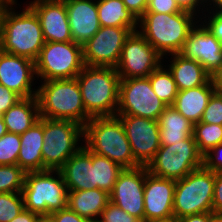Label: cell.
<instances>
[{
  "label": "cell",
  "mask_w": 222,
  "mask_h": 222,
  "mask_svg": "<svg viewBox=\"0 0 222 222\" xmlns=\"http://www.w3.org/2000/svg\"><path fill=\"white\" fill-rule=\"evenodd\" d=\"M16 0H0V12L4 13L5 11L9 10L12 5L16 4Z\"/></svg>",
  "instance_id": "48"
},
{
  "label": "cell",
  "mask_w": 222,
  "mask_h": 222,
  "mask_svg": "<svg viewBox=\"0 0 222 222\" xmlns=\"http://www.w3.org/2000/svg\"><path fill=\"white\" fill-rule=\"evenodd\" d=\"M21 99L18 94L0 84V115L4 114Z\"/></svg>",
  "instance_id": "39"
},
{
  "label": "cell",
  "mask_w": 222,
  "mask_h": 222,
  "mask_svg": "<svg viewBox=\"0 0 222 222\" xmlns=\"http://www.w3.org/2000/svg\"><path fill=\"white\" fill-rule=\"evenodd\" d=\"M146 166L124 168L118 175L110 201L144 222V183Z\"/></svg>",
  "instance_id": "15"
},
{
  "label": "cell",
  "mask_w": 222,
  "mask_h": 222,
  "mask_svg": "<svg viewBox=\"0 0 222 222\" xmlns=\"http://www.w3.org/2000/svg\"><path fill=\"white\" fill-rule=\"evenodd\" d=\"M110 202V194L102 189L68 191L67 206L79 216L97 222Z\"/></svg>",
  "instance_id": "25"
},
{
  "label": "cell",
  "mask_w": 222,
  "mask_h": 222,
  "mask_svg": "<svg viewBox=\"0 0 222 222\" xmlns=\"http://www.w3.org/2000/svg\"><path fill=\"white\" fill-rule=\"evenodd\" d=\"M166 107L153 91L148 77L120 79L116 115H133L158 121Z\"/></svg>",
  "instance_id": "11"
},
{
  "label": "cell",
  "mask_w": 222,
  "mask_h": 222,
  "mask_svg": "<svg viewBox=\"0 0 222 222\" xmlns=\"http://www.w3.org/2000/svg\"><path fill=\"white\" fill-rule=\"evenodd\" d=\"M28 6L40 21L45 42L73 41L64 0H34Z\"/></svg>",
  "instance_id": "19"
},
{
  "label": "cell",
  "mask_w": 222,
  "mask_h": 222,
  "mask_svg": "<svg viewBox=\"0 0 222 222\" xmlns=\"http://www.w3.org/2000/svg\"><path fill=\"white\" fill-rule=\"evenodd\" d=\"M6 133H7L6 125L4 124V121L0 116V138Z\"/></svg>",
  "instance_id": "52"
},
{
  "label": "cell",
  "mask_w": 222,
  "mask_h": 222,
  "mask_svg": "<svg viewBox=\"0 0 222 222\" xmlns=\"http://www.w3.org/2000/svg\"><path fill=\"white\" fill-rule=\"evenodd\" d=\"M208 0H175L176 4L182 11H187L195 16H198L197 13H200L199 6L207 3ZM197 7V9H196ZM196 10L198 12H196Z\"/></svg>",
  "instance_id": "44"
},
{
  "label": "cell",
  "mask_w": 222,
  "mask_h": 222,
  "mask_svg": "<svg viewBox=\"0 0 222 222\" xmlns=\"http://www.w3.org/2000/svg\"><path fill=\"white\" fill-rule=\"evenodd\" d=\"M8 133L22 134L40 119L37 96L22 98L1 115Z\"/></svg>",
  "instance_id": "26"
},
{
  "label": "cell",
  "mask_w": 222,
  "mask_h": 222,
  "mask_svg": "<svg viewBox=\"0 0 222 222\" xmlns=\"http://www.w3.org/2000/svg\"><path fill=\"white\" fill-rule=\"evenodd\" d=\"M97 222H141L135 216H132L122 210L111 201L102 210L100 217Z\"/></svg>",
  "instance_id": "36"
},
{
  "label": "cell",
  "mask_w": 222,
  "mask_h": 222,
  "mask_svg": "<svg viewBox=\"0 0 222 222\" xmlns=\"http://www.w3.org/2000/svg\"><path fill=\"white\" fill-rule=\"evenodd\" d=\"M215 173L204 166L177 180L173 201L174 219L212 211Z\"/></svg>",
  "instance_id": "7"
},
{
  "label": "cell",
  "mask_w": 222,
  "mask_h": 222,
  "mask_svg": "<svg viewBox=\"0 0 222 222\" xmlns=\"http://www.w3.org/2000/svg\"><path fill=\"white\" fill-rule=\"evenodd\" d=\"M83 137L82 125L74 121L43 117V171L59 170L82 147V144L78 145V141Z\"/></svg>",
  "instance_id": "8"
},
{
  "label": "cell",
  "mask_w": 222,
  "mask_h": 222,
  "mask_svg": "<svg viewBox=\"0 0 222 222\" xmlns=\"http://www.w3.org/2000/svg\"><path fill=\"white\" fill-rule=\"evenodd\" d=\"M212 212L222 214V173H215Z\"/></svg>",
  "instance_id": "42"
},
{
  "label": "cell",
  "mask_w": 222,
  "mask_h": 222,
  "mask_svg": "<svg viewBox=\"0 0 222 222\" xmlns=\"http://www.w3.org/2000/svg\"><path fill=\"white\" fill-rule=\"evenodd\" d=\"M36 213H33L29 210L23 209L15 218L10 222H36L37 218Z\"/></svg>",
  "instance_id": "46"
},
{
  "label": "cell",
  "mask_w": 222,
  "mask_h": 222,
  "mask_svg": "<svg viewBox=\"0 0 222 222\" xmlns=\"http://www.w3.org/2000/svg\"><path fill=\"white\" fill-rule=\"evenodd\" d=\"M202 166L203 154L189 136L172 145H161L147 169L155 176L177 181Z\"/></svg>",
  "instance_id": "10"
},
{
  "label": "cell",
  "mask_w": 222,
  "mask_h": 222,
  "mask_svg": "<svg viewBox=\"0 0 222 222\" xmlns=\"http://www.w3.org/2000/svg\"><path fill=\"white\" fill-rule=\"evenodd\" d=\"M161 64L155 69L149 76L151 87L155 94L161 99L167 106H172L175 102L178 89L173 76L169 69H165Z\"/></svg>",
  "instance_id": "29"
},
{
  "label": "cell",
  "mask_w": 222,
  "mask_h": 222,
  "mask_svg": "<svg viewBox=\"0 0 222 222\" xmlns=\"http://www.w3.org/2000/svg\"><path fill=\"white\" fill-rule=\"evenodd\" d=\"M160 145H172L193 136V123L173 106H167L158 118Z\"/></svg>",
  "instance_id": "27"
},
{
  "label": "cell",
  "mask_w": 222,
  "mask_h": 222,
  "mask_svg": "<svg viewBox=\"0 0 222 222\" xmlns=\"http://www.w3.org/2000/svg\"><path fill=\"white\" fill-rule=\"evenodd\" d=\"M24 209L22 192L0 193V222H10Z\"/></svg>",
  "instance_id": "33"
},
{
  "label": "cell",
  "mask_w": 222,
  "mask_h": 222,
  "mask_svg": "<svg viewBox=\"0 0 222 222\" xmlns=\"http://www.w3.org/2000/svg\"><path fill=\"white\" fill-rule=\"evenodd\" d=\"M209 221H210V212L188 215L176 219V222H209Z\"/></svg>",
  "instance_id": "45"
},
{
  "label": "cell",
  "mask_w": 222,
  "mask_h": 222,
  "mask_svg": "<svg viewBox=\"0 0 222 222\" xmlns=\"http://www.w3.org/2000/svg\"><path fill=\"white\" fill-rule=\"evenodd\" d=\"M43 82L37 89L40 117L74 121L84 127L92 117L84 108L77 79Z\"/></svg>",
  "instance_id": "4"
},
{
  "label": "cell",
  "mask_w": 222,
  "mask_h": 222,
  "mask_svg": "<svg viewBox=\"0 0 222 222\" xmlns=\"http://www.w3.org/2000/svg\"><path fill=\"white\" fill-rule=\"evenodd\" d=\"M208 17V22L206 19L203 25L207 30H209L220 42H222V14L213 13L210 17Z\"/></svg>",
  "instance_id": "41"
},
{
  "label": "cell",
  "mask_w": 222,
  "mask_h": 222,
  "mask_svg": "<svg viewBox=\"0 0 222 222\" xmlns=\"http://www.w3.org/2000/svg\"><path fill=\"white\" fill-rule=\"evenodd\" d=\"M76 79L91 117L116 116L120 84L116 68L85 65Z\"/></svg>",
  "instance_id": "1"
},
{
  "label": "cell",
  "mask_w": 222,
  "mask_h": 222,
  "mask_svg": "<svg viewBox=\"0 0 222 222\" xmlns=\"http://www.w3.org/2000/svg\"><path fill=\"white\" fill-rule=\"evenodd\" d=\"M144 222H176V220L174 218H170L167 220H148V221H144Z\"/></svg>",
  "instance_id": "53"
},
{
  "label": "cell",
  "mask_w": 222,
  "mask_h": 222,
  "mask_svg": "<svg viewBox=\"0 0 222 222\" xmlns=\"http://www.w3.org/2000/svg\"><path fill=\"white\" fill-rule=\"evenodd\" d=\"M82 45L71 42H45L35 61V77L49 81L71 79L84 68Z\"/></svg>",
  "instance_id": "9"
},
{
  "label": "cell",
  "mask_w": 222,
  "mask_h": 222,
  "mask_svg": "<svg viewBox=\"0 0 222 222\" xmlns=\"http://www.w3.org/2000/svg\"><path fill=\"white\" fill-rule=\"evenodd\" d=\"M100 26L127 27L138 31V19L125 7L122 0L96 1Z\"/></svg>",
  "instance_id": "28"
},
{
  "label": "cell",
  "mask_w": 222,
  "mask_h": 222,
  "mask_svg": "<svg viewBox=\"0 0 222 222\" xmlns=\"http://www.w3.org/2000/svg\"><path fill=\"white\" fill-rule=\"evenodd\" d=\"M20 150L17 165L27 172L43 171L42 146L43 117L31 128L20 134Z\"/></svg>",
  "instance_id": "22"
},
{
  "label": "cell",
  "mask_w": 222,
  "mask_h": 222,
  "mask_svg": "<svg viewBox=\"0 0 222 222\" xmlns=\"http://www.w3.org/2000/svg\"><path fill=\"white\" fill-rule=\"evenodd\" d=\"M125 7L139 19L145 12L148 6L149 0H122Z\"/></svg>",
  "instance_id": "43"
},
{
  "label": "cell",
  "mask_w": 222,
  "mask_h": 222,
  "mask_svg": "<svg viewBox=\"0 0 222 222\" xmlns=\"http://www.w3.org/2000/svg\"><path fill=\"white\" fill-rule=\"evenodd\" d=\"M116 116L123 124L134 160L140 166H148L161 146L158 121L133 115Z\"/></svg>",
  "instance_id": "14"
},
{
  "label": "cell",
  "mask_w": 222,
  "mask_h": 222,
  "mask_svg": "<svg viewBox=\"0 0 222 222\" xmlns=\"http://www.w3.org/2000/svg\"><path fill=\"white\" fill-rule=\"evenodd\" d=\"M18 13L14 7L3 13L0 50L35 62L45 44L40 21L27 5Z\"/></svg>",
  "instance_id": "5"
},
{
  "label": "cell",
  "mask_w": 222,
  "mask_h": 222,
  "mask_svg": "<svg viewBox=\"0 0 222 222\" xmlns=\"http://www.w3.org/2000/svg\"><path fill=\"white\" fill-rule=\"evenodd\" d=\"M73 42L80 45L90 40L100 29L96 2L64 0Z\"/></svg>",
  "instance_id": "20"
},
{
  "label": "cell",
  "mask_w": 222,
  "mask_h": 222,
  "mask_svg": "<svg viewBox=\"0 0 222 222\" xmlns=\"http://www.w3.org/2000/svg\"><path fill=\"white\" fill-rule=\"evenodd\" d=\"M182 12L175 0H149L145 13L174 14Z\"/></svg>",
  "instance_id": "38"
},
{
  "label": "cell",
  "mask_w": 222,
  "mask_h": 222,
  "mask_svg": "<svg viewBox=\"0 0 222 222\" xmlns=\"http://www.w3.org/2000/svg\"><path fill=\"white\" fill-rule=\"evenodd\" d=\"M182 11L174 14L144 13L138 19V31L163 57L180 53L191 29L200 21ZM140 25V26H139Z\"/></svg>",
  "instance_id": "3"
},
{
  "label": "cell",
  "mask_w": 222,
  "mask_h": 222,
  "mask_svg": "<svg viewBox=\"0 0 222 222\" xmlns=\"http://www.w3.org/2000/svg\"><path fill=\"white\" fill-rule=\"evenodd\" d=\"M22 196L24 209L38 215L51 214L67 207L68 190L59 170L47 169L26 173Z\"/></svg>",
  "instance_id": "6"
},
{
  "label": "cell",
  "mask_w": 222,
  "mask_h": 222,
  "mask_svg": "<svg viewBox=\"0 0 222 222\" xmlns=\"http://www.w3.org/2000/svg\"><path fill=\"white\" fill-rule=\"evenodd\" d=\"M55 222H94L90 219L79 216L72 211L68 206L61 210L51 213Z\"/></svg>",
  "instance_id": "40"
},
{
  "label": "cell",
  "mask_w": 222,
  "mask_h": 222,
  "mask_svg": "<svg viewBox=\"0 0 222 222\" xmlns=\"http://www.w3.org/2000/svg\"><path fill=\"white\" fill-rule=\"evenodd\" d=\"M164 59L155 48L138 32L126 39L116 66L120 79L148 77Z\"/></svg>",
  "instance_id": "12"
},
{
  "label": "cell",
  "mask_w": 222,
  "mask_h": 222,
  "mask_svg": "<svg viewBox=\"0 0 222 222\" xmlns=\"http://www.w3.org/2000/svg\"><path fill=\"white\" fill-rule=\"evenodd\" d=\"M208 3L210 5L213 4V9H210V10H213V11L209 12V14H212V13H220V14H222V0H208Z\"/></svg>",
  "instance_id": "49"
},
{
  "label": "cell",
  "mask_w": 222,
  "mask_h": 222,
  "mask_svg": "<svg viewBox=\"0 0 222 222\" xmlns=\"http://www.w3.org/2000/svg\"><path fill=\"white\" fill-rule=\"evenodd\" d=\"M20 144V134L7 132L0 138V165L17 164Z\"/></svg>",
  "instance_id": "34"
},
{
  "label": "cell",
  "mask_w": 222,
  "mask_h": 222,
  "mask_svg": "<svg viewBox=\"0 0 222 222\" xmlns=\"http://www.w3.org/2000/svg\"><path fill=\"white\" fill-rule=\"evenodd\" d=\"M193 137L198 150L204 155L212 147L222 143V125L195 123L193 124Z\"/></svg>",
  "instance_id": "31"
},
{
  "label": "cell",
  "mask_w": 222,
  "mask_h": 222,
  "mask_svg": "<svg viewBox=\"0 0 222 222\" xmlns=\"http://www.w3.org/2000/svg\"><path fill=\"white\" fill-rule=\"evenodd\" d=\"M34 75L36 73L33 60L0 50V84L21 98L37 96V90L32 88V82L36 80Z\"/></svg>",
  "instance_id": "17"
},
{
  "label": "cell",
  "mask_w": 222,
  "mask_h": 222,
  "mask_svg": "<svg viewBox=\"0 0 222 222\" xmlns=\"http://www.w3.org/2000/svg\"><path fill=\"white\" fill-rule=\"evenodd\" d=\"M26 172L15 165H0V193H20Z\"/></svg>",
  "instance_id": "32"
},
{
  "label": "cell",
  "mask_w": 222,
  "mask_h": 222,
  "mask_svg": "<svg viewBox=\"0 0 222 222\" xmlns=\"http://www.w3.org/2000/svg\"><path fill=\"white\" fill-rule=\"evenodd\" d=\"M210 78L216 92L222 93V65L210 75Z\"/></svg>",
  "instance_id": "47"
},
{
  "label": "cell",
  "mask_w": 222,
  "mask_h": 222,
  "mask_svg": "<svg viewBox=\"0 0 222 222\" xmlns=\"http://www.w3.org/2000/svg\"><path fill=\"white\" fill-rule=\"evenodd\" d=\"M132 32L134 31L127 27L101 26L95 35L82 45L85 65L116 68L123 45Z\"/></svg>",
  "instance_id": "13"
},
{
  "label": "cell",
  "mask_w": 222,
  "mask_h": 222,
  "mask_svg": "<svg viewBox=\"0 0 222 222\" xmlns=\"http://www.w3.org/2000/svg\"><path fill=\"white\" fill-rule=\"evenodd\" d=\"M36 222H55L52 214L37 215Z\"/></svg>",
  "instance_id": "50"
},
{
  "label": "cell",
  "mask_w": 222,
  "mask_h": 222,
  "mask_svg": "<svg viewBox=\"0 0 222 222\" xmlns=\"http://www.w3.org/2000/svg\"><path fill=\"white\" fill-rule=\"evenodd\" d=\"M92 163L95 164L97 188L107 191L113 190L119 173L124 169L107 157L91 152Z\"/></svg>",
  "instance_id": "30"
},
{
  "label": "cell",
  "mask_w": 222,
  "mask_h": 222,
  "mask_svg": "<svg viewBox=\"0 0 222 222\" xmlns=\"http://www.w3.org/2000/svg\"><path fill=\"white\" fill-rule=\"evenodd\" d=\"M176 181L151 174L146 166L144 183V221L174 218L173 201Z\"/></svg>",
  "instance_id": "16"
},
{
  "label": "cell",
  "mask_w": 222,
  "mask_h": 222,
  "mask_svg": "<svg viewBox=\"0 0 222 222\" xmlns=\"http://www.w3.org/2000/svg\"><path fill=\"white\" fill-rule=\"evenodd\" d=\"M203 166L214 173H222V143L203 155Z\"/></svg>",
  "instance_id": "37"
},
{
  "label": "cell",
  "mask_w": 222,
  "mask_h": 222,
  "mask_svg": "<svg viewBox=\"0 0 222 222\" xmlns=\"http://www.w3.org/2000/svg\"><path fill=\"white\" fill-rule=\"evenodd\" d=\"M200 122L222 125V93L211 96Z\"/></svg>",
  "instance_id": "35"
},
{
  "label": "cell",
  "mask_w": 222,
  "mask_h": 222,
  "mask_svg": "<svg viewBox=\"0 0 222 222\" xmlns=\"http://www.w3.org/2000/svg\"><path fill=\"white\" fill-rule=\"evenodd\" d=\"M209 222H222V214L210 212V221Z\"/></svg>",
  "instance_id": "51"
},
{
  "label": "cell",
  "mask_w": 222,
  "mask_h": 222,
  "mask_svg": "<svg viewBox=\"0 0 222 222\" xmlns=\"http://www.w3.org/2000/svg\"><path fill=\"white\" fill-rule=\"evenodd\" d=\"M68 191L90 190L97 188L95 164L91 151L84 144L59 169Z\"/></svg>",
  "instance_id": "21"
},
{
  "label": "cell",
  "mask_w": 222,
  "mask_h": 222,
  "mask_svg": "<svg viewBox=\"0 0 222 222\" xmlns=\"http://www.w3.org/2000/svg\"><path fill=\"white\" fill-rule=\"evenodd\" d=\"M180 53L198 61L210 75L222 65V42L202 24L191 29Z\"/></svg>",
  "instance_id": "18"
},
{
  "label": "cell",
  "mask_w": 222,
  "mask_h": 222,
  "mask_svg": "<svg viewBox=\"0 0 222 222\" xmlns=\"http://www.w3.org/2000/svg\"><path fill=\"white\" fill-rule=\"evenodd\" d=\"M83 139L88 150L109 158L122 168L140 166L134 160L123 124L117 116L92 117L84 126Z\"/></svg>",
  "instance_id": "2"
},
{
  "label": "cell",
  "mask_w": 222,
  "mask_h": 222,
  "mask_svg": "<svg viewBox=\"0 0 222 222\" xmlns=\"http://www.w3.org/2000/svg\"><path fill=\"white\" fill-rule=\"evenodd\" d=\"M172 62L167 65L176 83L178 91L205 85L210 74L196 60L189 59L181 53L171 54Z\"/></svg>",
  "instance_id": "24"
},
{
  "label": "cell",
  "mask_w": 222,
  "mask_h": 222,
  "mask_svg": "<svg viewBox=\"0 0 222 222\" xmlns=\"http://www.w3.org/2000/svg\"><path fill=\"white\" fill-rule=\"evenodd\" d=\"M215 92L210 79L205 85L178 91L172 106L187 120L195 124L200 122L203 112Z\"/></svg>",
  "instance_id": "23"
},
{
  "label": "cell",
  "mask_w": 222,
  "mask_h": 222,
  "mask_svg": "<svg viewBox=\"0 0 222 222\" xmlns=\"http://www.w3.org/2000/svg\"><path fill=\"white\" fill-rule=\"evenodd\" d=\"M2 18H3V13L0 12V47H1Z\"/></svg>",
  "instance_id": "54"
}]
</instances>
